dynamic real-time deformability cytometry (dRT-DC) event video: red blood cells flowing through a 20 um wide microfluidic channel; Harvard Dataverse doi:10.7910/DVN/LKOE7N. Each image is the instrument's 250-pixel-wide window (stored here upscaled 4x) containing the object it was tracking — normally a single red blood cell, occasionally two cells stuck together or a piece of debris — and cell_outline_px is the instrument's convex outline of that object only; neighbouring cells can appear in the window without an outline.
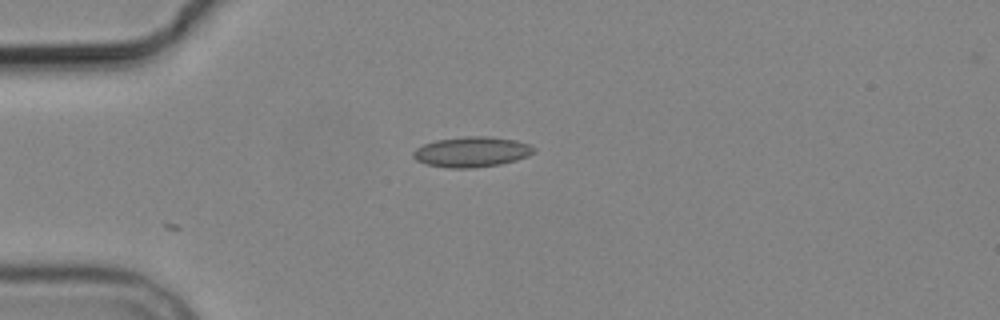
{"species": "common noctule bat (a hibernating species)", "species_latin": "Nyctalus noctula", "temperature_condition": "cold", "stored_images_in_passage": 3, "camera_frame_rate_fps": 3000, "um_per_image_px": 0.085, "animal": {"sex": "male", "body_mass_g": 19.2, "forearm_length_mm": 51.8}, "frame": {"image": 1, "passage_image": 1, "time_ms": 0.0, "image_size_px": [1000, 320], "cell_outline_px": [[536, 148], [528, 156], [516, 160], [500, 164], [472, 168], [448, 168], [428, 164], [416, 160], [412, 156], [412, 152], [416, 148], [424, 144], [436, 140], [464, 136], [488, 136], [516, 140], [528, 144]], "centroid_in_image_um": [40.08, 12.9], "position_along_channel_um": 44.9, "area_um2": 21.27}}
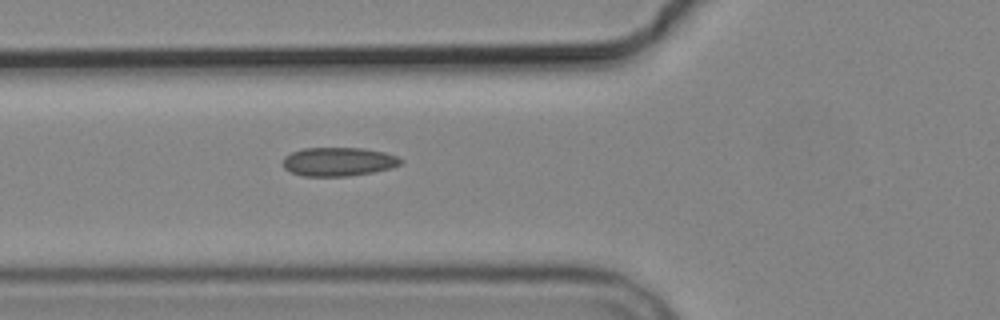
{"frame": {"image": 2, "passage_image": 3, "time_ms": 2.0, "image_size_px": [1000, 320], "cell_outline_px": [[404, 160], [400, 164], [392, 168], [372, 172], [348, 176], [304, 176], [292, 172], [284, 168], [280, 164], [284, 156], [292, 152], [304, 148], [364, 148], [384, 152], [396, 156]], "centroid_in_image_um": [28.74, 13.74], "position_along_channel_um": 97.1, "area_um2": 19.83}}